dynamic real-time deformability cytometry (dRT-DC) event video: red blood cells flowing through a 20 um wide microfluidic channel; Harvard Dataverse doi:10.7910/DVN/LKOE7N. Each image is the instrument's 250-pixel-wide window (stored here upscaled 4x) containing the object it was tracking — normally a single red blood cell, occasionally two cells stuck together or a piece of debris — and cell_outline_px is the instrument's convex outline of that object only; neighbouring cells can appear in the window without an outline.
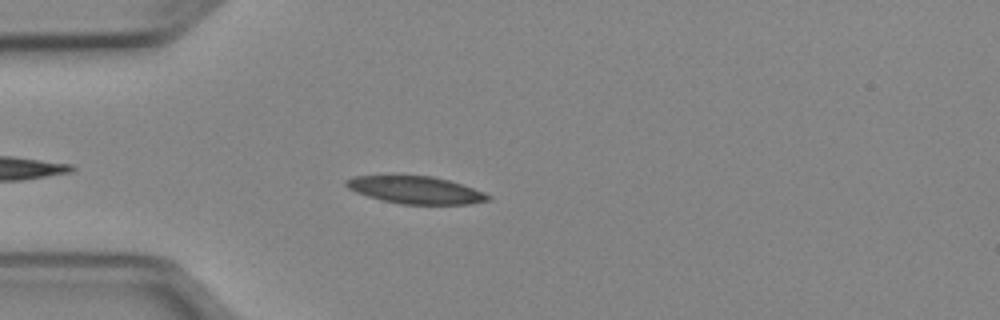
{"species": "Egyptian fruit bat (a non-hibernating species)", "species_latin": "Rousettus aegyptiacus", "temperature_condition": "cold", "stored_images_in_passage": 39, "camera_frame_rate_fps": 3000, "um_per_image_px": 0.085, "animal": {"sex": "female"}, "frame": {"image": 1, "passage_image": 5, "time_ms": 1.333, "image_size_px": [1000, 320], "cell_outline_px": [[492, 200], [468, 204], [400, 204], [380, 200], [356, 192], [348, 188], [344, 184], [344, 180], [356, 176], [432, 176], [448, 180], [484, 192], [492, 196]], "centroid_in_image_um": [35.34, 16.16], "position_along_channel_um": 49.7, "area_um2": 22.54}}
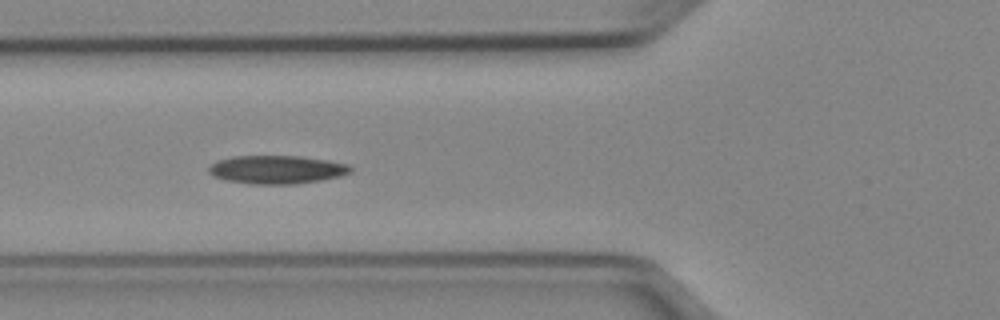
{"frame": {"image": 2, "passage_image": 10, "time_ms": 3.0, "image_size_px": [1000, 320], "cell_outline_px": [[352, 172], [340, 176], [320, 180], [296, 184], [248, 184], [228, 180], [212, 176], [208, 172], [208, 168], [216, 160], [232, 156], [304, 156], [328, 160], [348, 164], [352, 168]], "centroid_in_image_um": [23.52, 14.41], "position_along_channel_um": 102.3, "area_um2": 23.58}}
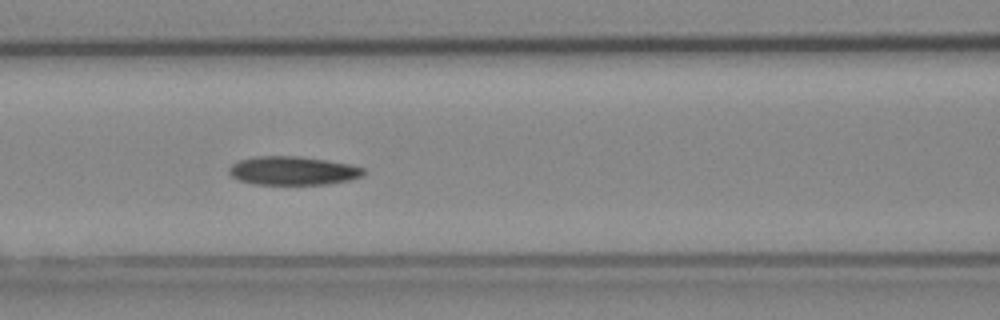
{"frame": {"image": 3, "passage_image": 13, "time_ms": 4.0, "image_size_px": [1000, 320], "cell_outline_px": [[364, 172], [360, 176], [348, 180], [328, 184], [252, 184], [240, 180], [232, 176], [228, 172], [228, 168], [232, 164], [240, 160], [256, 156], [300, 156], [352, 164], [364, 168]], "centroid_in_image_um": [24.88, 14.5], "position_along_channel_um": 141.7, "area_um2": 22.37}, "authors_computed_cell_mechanics": {"area_um2": 22.3108, "velocity_mm_per_s": 3.9311, "shape_relaxation_time_tau1_ms": 6.4654, "shape_relaxation_time_tau2_ms": null, "deformation_change_tau1": 0.1388, "deformation_change_tau2": null}}